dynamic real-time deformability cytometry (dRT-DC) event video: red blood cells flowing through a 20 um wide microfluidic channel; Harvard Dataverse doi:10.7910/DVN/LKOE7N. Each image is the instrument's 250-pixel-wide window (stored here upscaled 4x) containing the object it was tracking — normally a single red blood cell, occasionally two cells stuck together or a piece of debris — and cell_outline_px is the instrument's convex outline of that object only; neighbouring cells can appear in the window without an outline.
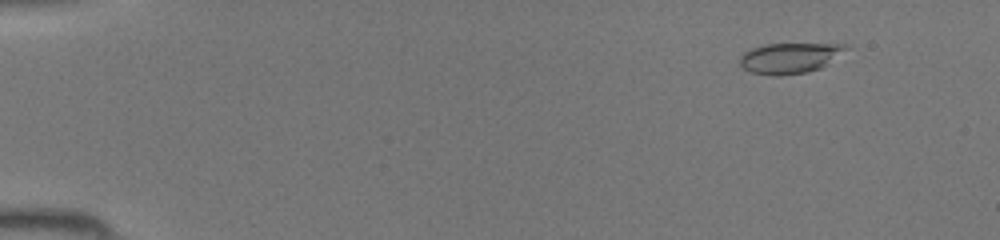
{"species": "common noctule bat (a hibernating species)", "species_latin": "Nyctalus noctula", "temperature_condition": "room temperature", "stored_images_in_passage": 45, "camera_frame_rate_fps": 3000, "um_per_image_px": 0.085, "animal": {"sex": "female", "body_mass_g": 19.5, "forearm_length_mm": 54.1}, "frame": {"image": 1, "passage_image": 5, "time_ms": 1.333, "image_size_px": [1000, 240], "cell_outline_px": [[848, 48], [820, 68], [808, 72], [780, 76], [772, 76], [752, 72], [744, 68], [740, 64], [740, 56], [744, 52], [752, 48], [764, 44], [844, 44]], "centroid_in_image_um": [67.07, 4.94], "position_along_channel_um": 17.9, "area_um2": 18.61}}
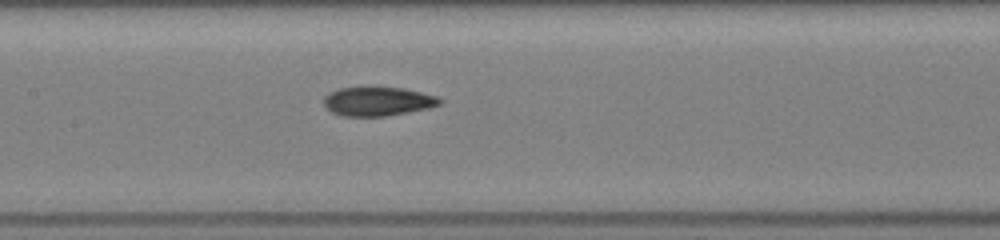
{"frame": {"image": 2, "passage_image": 23, "time_ms": 7.333, "image_size_px": [1000, 240], "cell_outline_px": [[444, 100], [440, 104], [428, 108], [408, 112], [384, 116], [340, 116], [332, 112], [324, 104], [324, 96], [328, 92], [340, 88], [360, 84], [368, 84], [404, 88], [436, 96]], "centroid_in_image_um": [32.06, 8.56], "position_along_channel_um": 175.3, "area_um2": 20.4}}
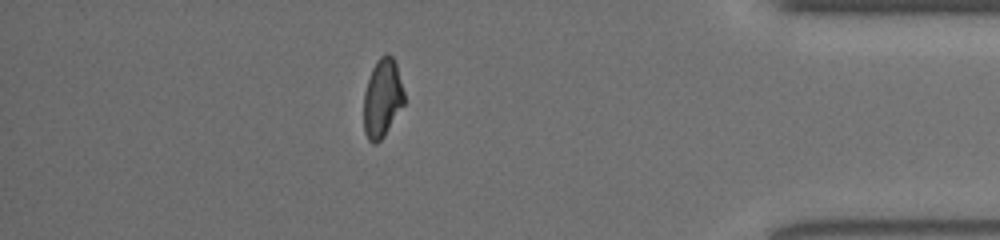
{"frame": {"image": 3, "passage_image": 40, "time_ms": 13.0, "image_size_px": [1000, 240], "cell_outline_px": [[404, 104], [384, 136], [376, 144], [372, 144], [368, 140], [364, 132], [364, 92], [372, 68], [376, 60], [384, 52], [388, 52], [392, 56], [396, 64], [404, 92]], "centroid_in_image_um": [32.49, 8.33], "position_along_channel_um": 402.7, "area_um2": 18.61}}